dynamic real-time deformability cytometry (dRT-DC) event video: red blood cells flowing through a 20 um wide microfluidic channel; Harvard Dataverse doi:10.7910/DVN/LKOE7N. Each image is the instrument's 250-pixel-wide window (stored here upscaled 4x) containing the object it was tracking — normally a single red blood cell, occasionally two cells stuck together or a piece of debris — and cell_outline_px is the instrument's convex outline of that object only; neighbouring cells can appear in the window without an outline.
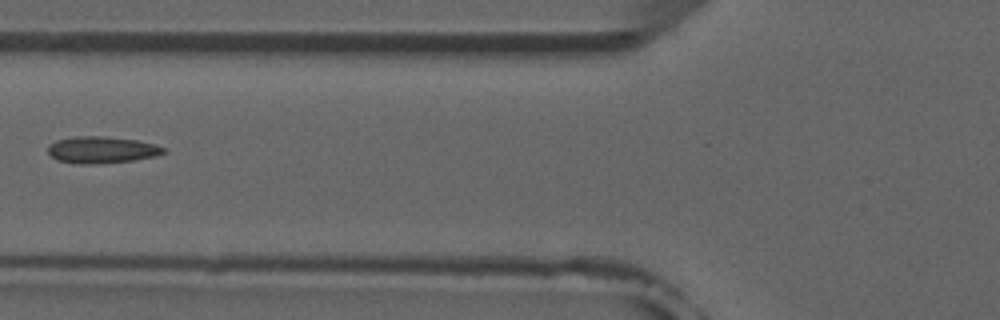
{"species": "common noctule bat (a hibernating species)", "species_latin": "Nyctalus noctula", "temperature_condition": "room temperature", "stored_images_in_passage": 6, "camera_frame_rate_fps": 3000, "um_per_image_px": 0.085, "animal": {"sex": "male", "forearm_length_mm": 52.5}, "frame": {"image": 1, "passage_image": 5, "time_ms": 4.667, "image_size_px": [1000, 320], "cell_outline_px": [[168, 152], [156, 156], [132, 160], [100, 164], [76, 164], [60, 160], [52, 156], [48, 152], [48, 144], [56, 140], [76, 136], [104, 136], [136, 140], [156, 144], [168, 148]], "centroid_in_image_um": [8.7, 12.73], "position_along_channel_um": 117.1, "area_um2": 18.21}}
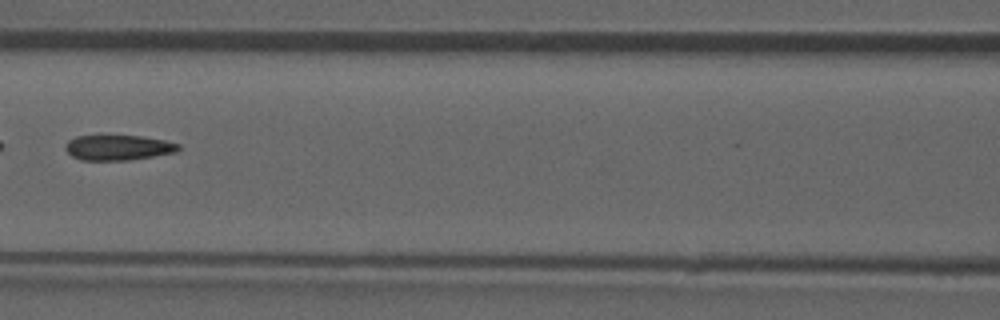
{"frame": {"image": 2, "passage_image": 6, "time_ms": 5.667, "image_size_px": [1000, 320], "cell_outline_px": [[180, 148], [176, 152], [128, 160], [80, 160], [72, 156], [64, 148], [64, 144], [68, 140], [76, 136], [140, 136], [164, 140], [180, 144]], "centroid_in_image_um": [10.01, 12.54], "position_along_channel_um": 156.6, "area_um2": 16.53}}